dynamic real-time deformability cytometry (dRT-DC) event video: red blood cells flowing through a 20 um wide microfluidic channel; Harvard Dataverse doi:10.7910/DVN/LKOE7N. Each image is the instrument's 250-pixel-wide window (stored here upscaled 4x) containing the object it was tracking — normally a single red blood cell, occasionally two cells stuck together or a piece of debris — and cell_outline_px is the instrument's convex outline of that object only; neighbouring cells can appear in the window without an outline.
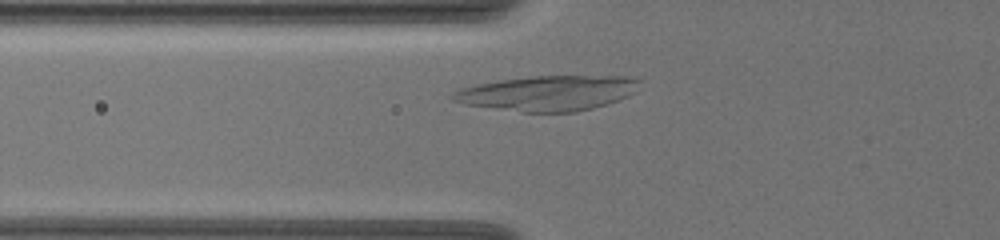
{"species": "common noctule bat (a hibernating species)", "species_latin": "Nyctalus noctula", "temperature_condition": "warm", "stored_images_in_passage": 37, "camera_frame_rate_fps": 3000, "um_per_image_px": 0.085, "animal": {"sex": "female", "body_mass_g": 19.5, "forearm_length_mm": 54.1}, "frame": {"image": 1, "passage_image": 8, "time_ms": 2.333, "image_size_px": [1000, 240], "cell_outline_px": [[640, 80], [636, 92], [620, 100], [608, 104], [576, 112], [524, 112], [464, 104], [452, 100], [448, 96], [452, 92], [460, 88], [476, 84], [500, 80], [532, 76], [628, 76]], "centroid_in_image_um": [46.57, 7.91], "position_along_channel_um": 79.2, "area_um2": 38.38}}
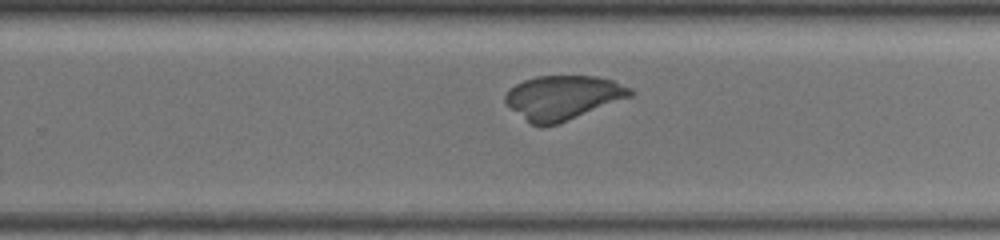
{"frame": {"image": 2, "passage_image": 25, "time_ms": 8.0, "image_size_px": [1000, 240], "cell_outline_px": [[636, 92], [632, 96], [556, 124], [532, 124], [512, 108], [504, 100], [504, 96], [508, 88], [524, 80], [536, 76], [596, 76], [612, 80], [632, 88]], "centroid_in_image_um": [47.87, 8.25], "position_along_channel_um": 281.9, "area_um2": 31.56}}
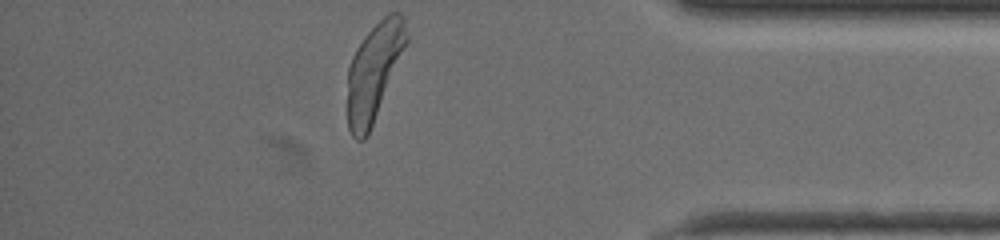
{"frame": {"image": 3, "passage_image": 37, "time_ms": 12.0, "image_size_px": [1000, 240], "cell_outline_px": [[408, 40], [368, 136], [364, 140], [356, 140], [352, 136], [348, 128], [348, 68], [352, 56], [356, 48], [364, 36], [388, 12], [400, 12], [404, 16], [408, 36]], "centroid_in_image_um": [31.79, 6.08], "position_along_channel_um": 403.4, "area_um2": 33.23}}